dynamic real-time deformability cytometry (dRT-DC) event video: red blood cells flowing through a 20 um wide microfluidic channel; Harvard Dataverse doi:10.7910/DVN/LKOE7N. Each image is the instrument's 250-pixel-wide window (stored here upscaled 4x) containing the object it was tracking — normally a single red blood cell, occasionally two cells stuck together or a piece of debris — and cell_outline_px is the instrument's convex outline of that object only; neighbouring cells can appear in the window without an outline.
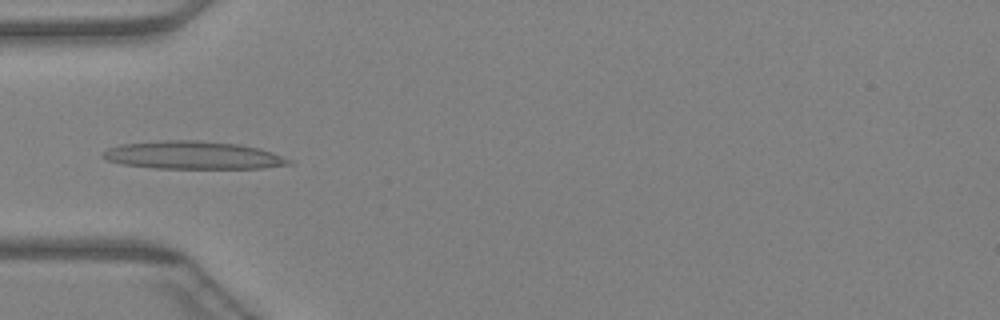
{"species": "Egyptian fruit bat (a non-hibernating species)", "species_latin": "Rousettus aegyptiacus", "temperature_condition": "warm", "stored_images_in_passage": 46, "camera_frame_rate_fps": 3000, "um_per_image_px": 0.085, "animal": {"sex": "female"}, "frame": {"image": 1, "passage_image": 15, "time_ms": 4.667, "image_size_px": [1000, 320], "cell_outline_px": [[296, 164], [264, 168], [152, 168], [120, 164], [104, 160], [100, 156], [108, 148], [120, 144], [160, 140], [196, 140], [240, 144], [260, 148], [272, 152], [292, 160]], "centroid_in_image_um": [16.4, 13.19], "position_along_channel_um": 68.6, "area_um2": 30.63}}
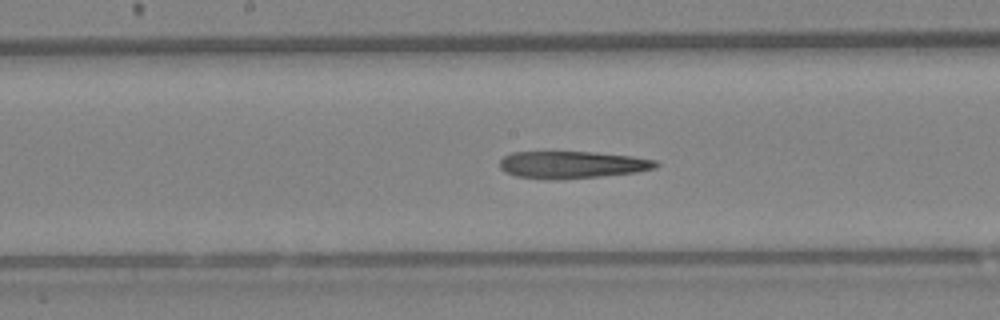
{"frame": {"image": 2, "passage_image": 24, "time_ms": 7.667, "image_size_px": [1000, 320], "cell_outline_px": [[660, 164], [656, 168], [636, 172], [600, 176], [556, 180], [516, 176], [504, 172], [500, 168], [500, 160], [504, 156], [512, 152], [592, 152], [632, 156], [656, 160]], "centroid_in_image_um": [48.63, 14.0], "position_along_channel_um": 199.6, "area_um2": 24.74}}
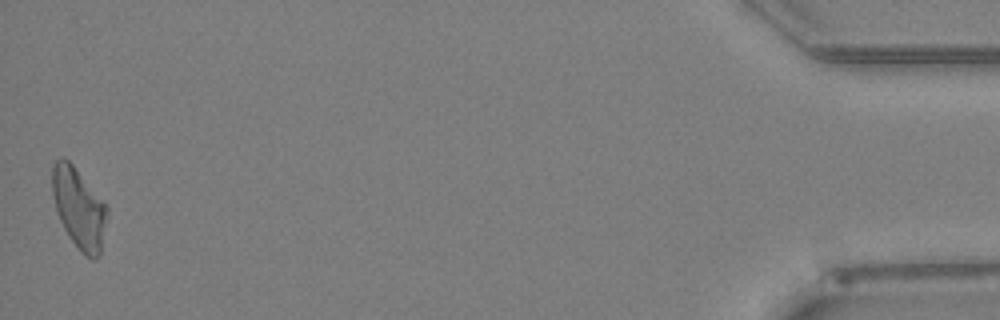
{"frame": {"image": 3, "passage_image": 46, "time_ms": 15.0, "image_size_px": [1000, 320], "cell_outline_px": [[108, 212], [100, 252], [96, 260], [92, 260], [80, 252], [68, 236], [56, 212], [52, 192], [52, 164], [56, 160], [64, 156], [72, 164], [108, 208]], "centroid_in_image_um": [6.68, 17.72], "position_along_channel_um": 428.5, "area_um2": 25.49}}